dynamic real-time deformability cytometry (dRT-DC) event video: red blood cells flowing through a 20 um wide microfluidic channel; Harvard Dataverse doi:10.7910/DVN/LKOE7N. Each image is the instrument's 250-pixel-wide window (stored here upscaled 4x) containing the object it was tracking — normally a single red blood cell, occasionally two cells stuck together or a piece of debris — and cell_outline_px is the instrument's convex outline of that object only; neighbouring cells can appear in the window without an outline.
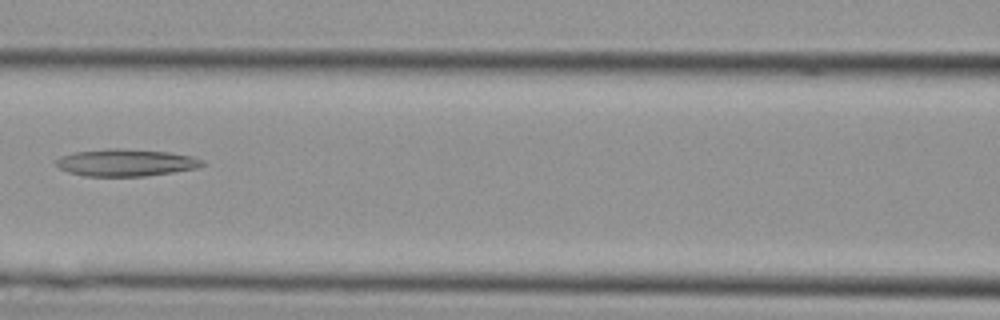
{"species": "Egyptian fruit bat (a non-hibernating species)", "species_latin": "Rousettus aegyptiacus", "temperature_condition": "cold", "stored_images_in_passage": 21, "camera_frame_rate_fps": 3000, "um_per_image_px": 0.085, "animal": {"sex": "female"}, "frame": {"image": 1, "passage_image": 8, "time_ms": 2.333, "image_size_px": [1000, 320], "cell_outline_px": [[208, 164], [200, 168], [144, 176], [84, 176], [68, 172], [60, 168], [56, 164], [56, 160], [60, 156], [76, 152], [108, 148], [120, 148], [168, 152], [192, 156], [204, 160]], "centroid_in_image_um": [10.75, 13.82], "position_along_channel_um": 155.8, "area_um2": 23.24}}
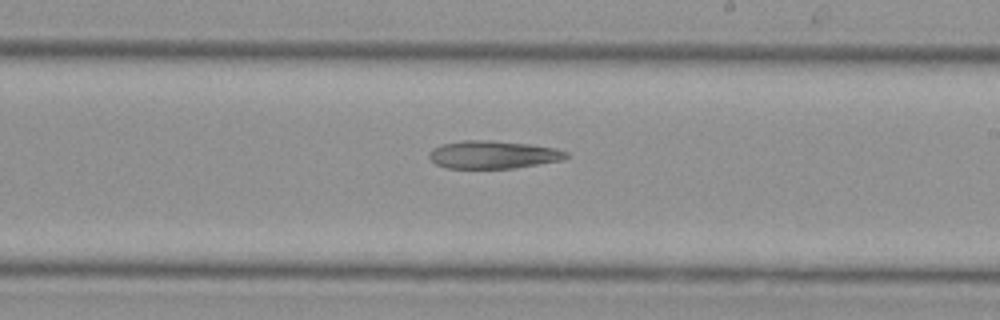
{"frame": {"image": 2, "passage_image": 13, "time_ms": 4.0, "image_size_px": [1000, 320], "cell_outline_px": [[568, 156], [560, 160], [516, 168], [448, 168], [436, 164], [428, 156], [428, 152], [432, 148], [444, 144], [460, 140], [492, 140], [528, 144], [556, 148], [568, 152]], "centroid_in_image_um": [41.89, 13.14], "position_along_channel_um": 247.1, "area_um2": 22.2}}
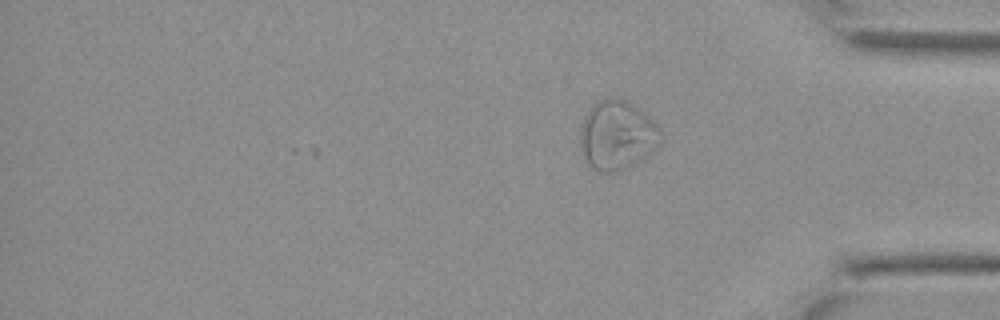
{"frame": {"image": 3, "passage_image": 21, "time_ms": 6.667, "image_size_px": [1000, 320], "cell_outline_px": [[660, 144], [652, 152], [636, 164], [620, 172], [596, 172], [588, 164], [580, 152], [580, 128], [584, 116], [588, 108], [596, 100], [604, 96], [616, 96], [628, 100], [644, 112], [656, 124], [660, 136]], "centroid_in_image_um": [52.4, 11.47], "position_along_channel_um": 382.8, "area_um2": 33.41}}